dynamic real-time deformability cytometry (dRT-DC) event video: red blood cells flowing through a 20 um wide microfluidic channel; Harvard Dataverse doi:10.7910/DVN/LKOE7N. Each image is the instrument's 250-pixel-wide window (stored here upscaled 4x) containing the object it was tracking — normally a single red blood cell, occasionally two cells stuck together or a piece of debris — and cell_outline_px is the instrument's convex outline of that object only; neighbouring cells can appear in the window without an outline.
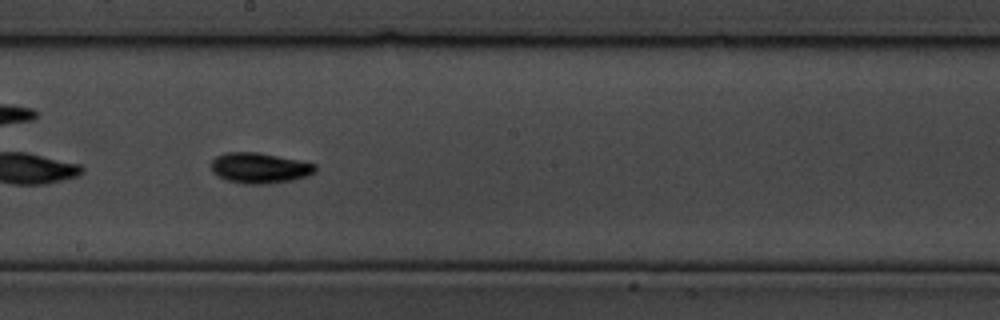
{"species": "common noctule bat (a hibernating species)", "species_latin": "Nyctalus noctula", "temperature_condition": "cold", "stored_images_in_passage": 39, "camera_frame_rate_fps": 3000, "um_per_image_px": 0.085, "animal": {"sex": "male", "body_mass_g": 19.5, "forearm_length_mm": 54.6}, "frame": {"image": 1, "passage_image": 23, "time_ms": 7.333, "image_size_px": [1000, 320], "cell_outline_px": [[316, 172], [308, 176], [292, 180], [264, 184], [244, 184], [228, 180], [216, 176], [212, 172], [212, 160], [216, 156], [224, 152], [256, 152], [316, 164]], "centroid_in_image_um": [22.04, 14.28], "position_along_channel_um": 226.2, "area_um2": 18.44}}
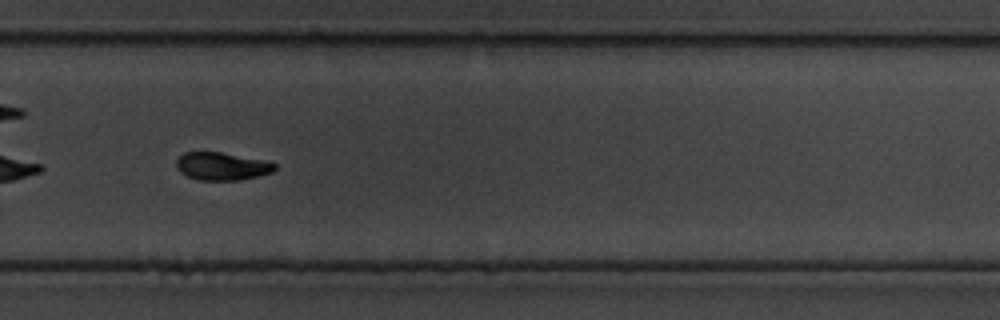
{"frame": {"image": 2, "passage_image": 34, "time_ms": 11.0, "image_size_px": [1000, 320], "cell_outline_px": [[276, 168], [272, 172], [260, 176], [240, 180], [200, 180], [188, 176], [180, 172], [176, 168], [176, 160], [184, 152], [220, 152], [268, 160], [276, 164]], "centroid_in_image_um": [18.89, 14.13], "position_along_channel_um": 310.9, "area_um2": 16.13}}